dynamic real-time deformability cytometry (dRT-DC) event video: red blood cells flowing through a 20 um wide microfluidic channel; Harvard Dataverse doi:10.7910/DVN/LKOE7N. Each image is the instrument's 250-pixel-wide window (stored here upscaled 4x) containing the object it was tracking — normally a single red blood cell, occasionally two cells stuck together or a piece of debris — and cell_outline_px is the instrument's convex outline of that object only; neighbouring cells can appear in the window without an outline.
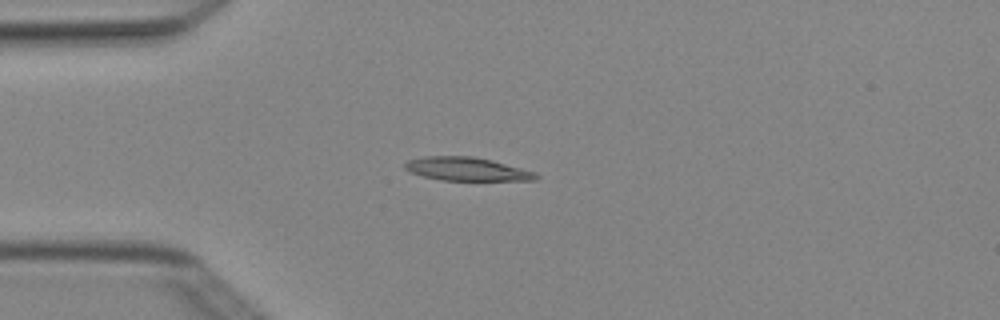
{"species": "Egyptian fruit bat (a non-hibernating species)", "species_latin": "Rousettus aegyptiacus", "temperature_condition": "cold", "stored_images_in_passage": 5, "camera_frame_rate_fps": 3000, "um_per_image_px": 0.085, "animal": {"sex": "female"}, "frame": {"image": 1, "passage_image": 4, "time_ms": 1.0, "image_size_px": [1000, 320], "cell_outline_px": [[540, 176], [536, 180], [440, 180], [424, 176], [412, 172], [404, 168], [404, 164], [408, 160], [424, 156], [472, 156], [492, 160], [536, 172]], "centroid_in_image_um": [39.69, 14.36], "position_along_channel_um": 45.3, "area_um2": 17.8}}